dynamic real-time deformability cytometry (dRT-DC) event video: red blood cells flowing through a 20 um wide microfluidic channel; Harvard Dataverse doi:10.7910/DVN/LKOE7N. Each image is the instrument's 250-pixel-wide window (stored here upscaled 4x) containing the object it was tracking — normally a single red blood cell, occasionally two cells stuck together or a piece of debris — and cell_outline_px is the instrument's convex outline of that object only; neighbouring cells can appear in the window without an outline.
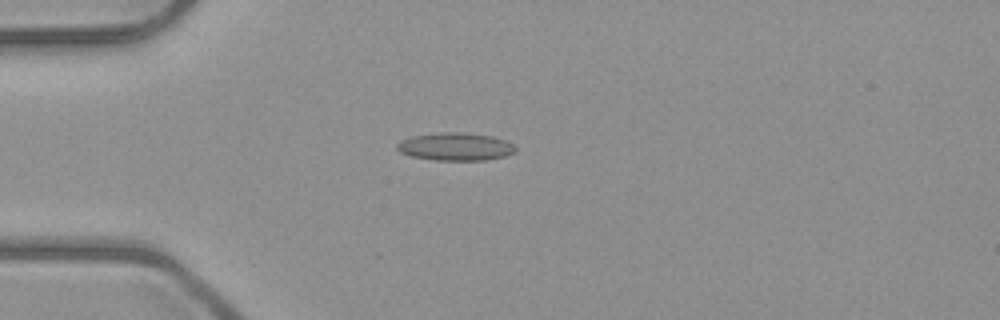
{"species": "common noctule bat (a hibernating species)", "species_latin": "Nyctalus noctula", "temperature_condition": "room temperature", "stored_images_in_passage": 4, "camera_frame_rate_fps": 3000, "um_per_image_px": 0.085, "animal": {"sex": "male", "body_mass_g": 23.1, "forearm_length_mm": 52.7}, "frame": {"image": 1, "passage_image": 3, "time_ms": 2.333, "image_size_px": [1000, 320], "cell_outline_px": [[516, 152], [504, 156], [484, 160], [432, 160], [412, 156], [400, 152], [396, 148], [396, 144], [400, 140], [412, 136], [440, 132], [460, 132], [492, 136], [504, 140], [512, 144], [516, 148]], "centroid_in_image_um": [38.69, 12.46], "position_along_channel_um": 46.3, "area_um2": 19.19}}